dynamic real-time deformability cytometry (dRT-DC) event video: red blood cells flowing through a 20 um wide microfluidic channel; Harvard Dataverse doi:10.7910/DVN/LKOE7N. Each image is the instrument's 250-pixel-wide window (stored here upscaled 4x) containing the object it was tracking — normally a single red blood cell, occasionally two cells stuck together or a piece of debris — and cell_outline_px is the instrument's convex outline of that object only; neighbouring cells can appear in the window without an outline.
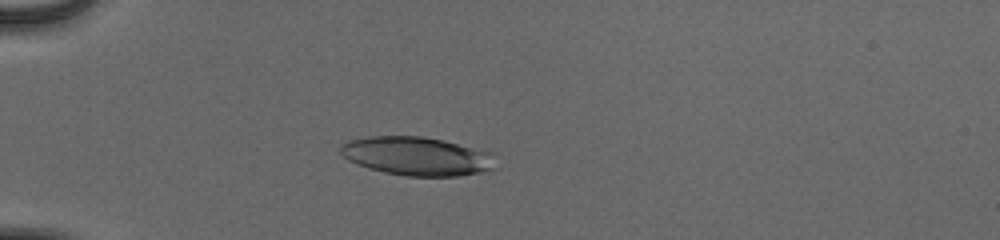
{"species": "human", "species_latin": "Homo sapiens", "temperature_condition": "cold", "stored_images_in_passage": 55, "camera_frame_rate_fps": 3000, "um_per_image_px": 0.085, "donor": {"sex": "male"}, "frame": {"image": 1, "passage_image": 18, "time_ms": 5.667, "image_size_px": [1000, 240], "cell_outline_px": [[496, 168], [480, 172], [460, 176], [408, 176], [384, 172], [368, 168], [356, 164], [348, 160], [340, 152], [340, 144], [348, 140], [368, 136], [420, 136], [444, 140], [492, 152]], "centroid_in_image_um": [35.43, 13.27], "position_along_channel_um": 49.6, "area_um2": 35.08}}
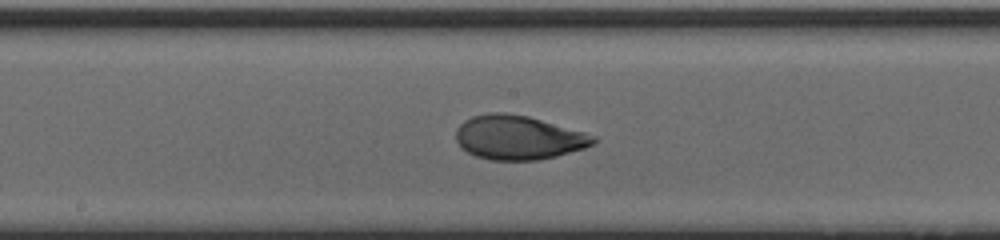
{"frame": {"image": 2, "passage_image": 32, "time_ms": 10.333, "image_size_px": [1000, 240], "cell_outline_px": [[596, 140], [592, 144], [584, 148], [556, 156], [540, 160], [492, 160], [476, 156], [460, 148], [456, 140], [456, 128], [464, 120], [472, 116], [488, 112], [504, 112], [528, 116], [584, 132], [596, 136]], "centroid_in_image_um": [44.02, 11.68], "position_along_channel_um": 204.2, "area_um2": 35.37}}
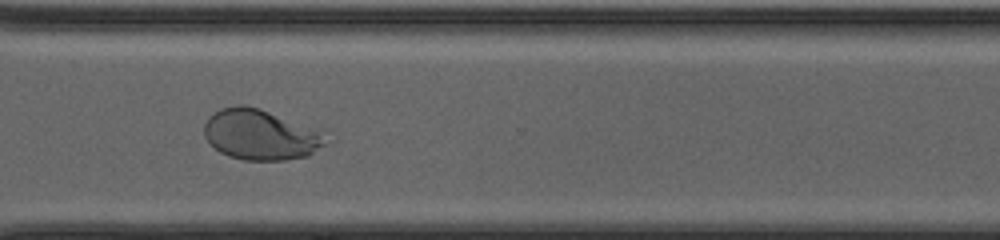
{"frame": {"image": 3, "passage_image": 43, "time_ms": 14.0, "image_size_px": [1000, 240], "cell_outline_px": [[336, 140], [308, 156], [284, 160], [244, 160], [228, 156], [220, 152], [204, 136], [204, 124], [208, 116], [220, 108], [240, 104], [244, 104], [260, 108]], "centroid_in_image_um": [22.13, 11.47], "position_along_channel_um": 348.5, "area_um2": 35.55}, "authors_computed_cell_mechanics": {"area_um2": 35.6626, "velocity_mm_per_s": 3.9393, "shape_relaxation_time_tau1_ms": 4.6883, "shape_relaxation_time_tau2_ms": 0.8582, "deformation_change_tau1": 0.215, "deformation_change_tau2": 0.0535}}